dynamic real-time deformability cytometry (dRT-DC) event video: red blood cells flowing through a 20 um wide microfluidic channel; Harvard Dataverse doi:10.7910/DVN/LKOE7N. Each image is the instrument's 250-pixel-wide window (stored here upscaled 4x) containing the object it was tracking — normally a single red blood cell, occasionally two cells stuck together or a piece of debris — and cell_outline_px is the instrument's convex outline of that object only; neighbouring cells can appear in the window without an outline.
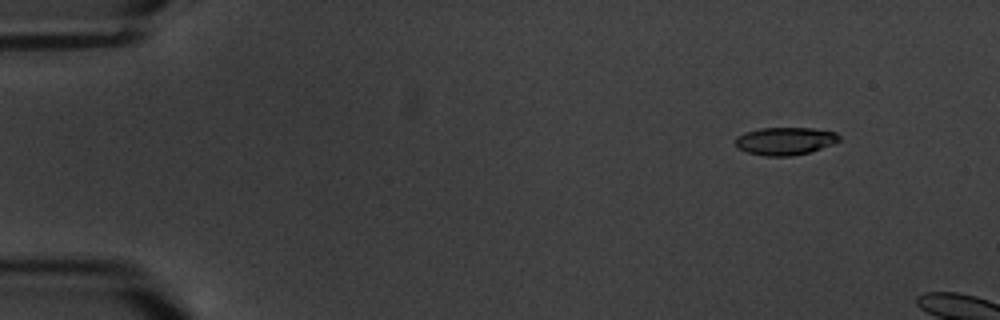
{"species": "common noctule bat (a hibernating species)", "species_latin": "Nyctalus noctula", "temperature_condition": "warm", "stored_images_in_passage": 4, "camera_frame_rate_fps": 3000, "um_per_image_px": 0.085, "animal": {"sex": "male", "body_mass_g": 20.1, "forearm_length_mm": 53.5}, "frame": {"image": 1, "passage_image": 2, "time_ms": 1.0, "image_size_px": [1000, 320], "cell_outline_px": [[840, 140], [832, 144], [808, 152], [792, 156], [764, 156], [748, 152], [736, 148], [736, 136], [760, 128], [812, 128], [836, 132], [840, 136]], "centroid_in_image_um": [66.73, 11.99], "position_along_channel_um": 18.3, "area_um2": 16.65}}